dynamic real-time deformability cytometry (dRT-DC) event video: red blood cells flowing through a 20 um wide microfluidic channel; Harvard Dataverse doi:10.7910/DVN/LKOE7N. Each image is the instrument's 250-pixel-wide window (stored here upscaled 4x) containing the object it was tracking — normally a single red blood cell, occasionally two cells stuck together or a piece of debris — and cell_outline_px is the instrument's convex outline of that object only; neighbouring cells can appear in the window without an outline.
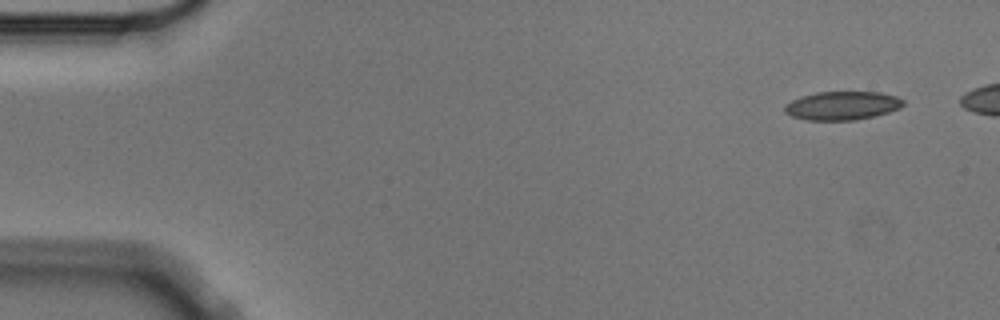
{"species": "Egyptian fruit bat (a non-hibernating species)", "species_latin": "Rousettus aegyptiacus", "temperature_condition": "cold", "stored_images_in_passage": 3, "camera_frame_rate_fps": 3000, "um_per_image_px": 0.085, "animal": {"sex": "male"}, "frame": {"image": 1, "passage_image": 1, "time_ms": 0.0, "image_size_px": [1000, 320], "cell_outline_px": [[904, 104], [900, 108], [876, 116], [856, 120], [808, 120], [792, 116], [784, 112], [784, 104], [800, 96], [816, 92], [880, 92], [896, 96], [904, 100]], "centroid_in_image_um": [71.58, 8.98], "position_along_channel_um": 13.4, "area_um2": 19.88}}